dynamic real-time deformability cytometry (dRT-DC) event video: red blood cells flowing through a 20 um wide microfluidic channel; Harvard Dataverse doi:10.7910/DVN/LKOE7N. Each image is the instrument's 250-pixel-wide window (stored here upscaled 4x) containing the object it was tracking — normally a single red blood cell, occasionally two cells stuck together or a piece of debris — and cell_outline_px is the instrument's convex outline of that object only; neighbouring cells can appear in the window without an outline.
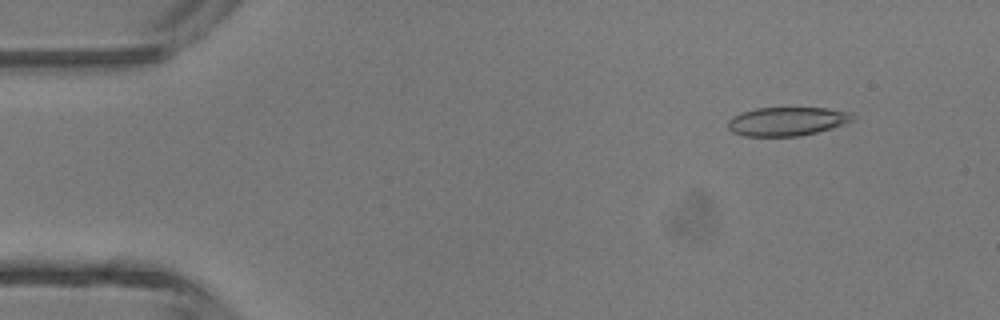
{"species": "common noctule bat (a hibernating species)", "species_latin": "Nyctalus noctula", "temperature_condition": "room temperature", "stored_images_in_passage": 4, "camera_frame_rate_fps": 3000, "um_per_image_px": 0.085, "animal": {"sex": "male", "body_mass_g": 13.3}, "frame": {"image": 1, "passage_image": 2, "time_ms": 0.333, "image_size_px": [1000, 320], "cell_outline_px": [[856, 120], [832, 128], [800, 136], [744, 136], [732, 132], [728, 128], [728, 120], [732, 116], [756, 108], [828, 108], [848, 112], [856, 116]], "centroid_in_image_um": [66.92, 10.32], "position_along_channel_um": 18.1, "area_um2": 20.92}}